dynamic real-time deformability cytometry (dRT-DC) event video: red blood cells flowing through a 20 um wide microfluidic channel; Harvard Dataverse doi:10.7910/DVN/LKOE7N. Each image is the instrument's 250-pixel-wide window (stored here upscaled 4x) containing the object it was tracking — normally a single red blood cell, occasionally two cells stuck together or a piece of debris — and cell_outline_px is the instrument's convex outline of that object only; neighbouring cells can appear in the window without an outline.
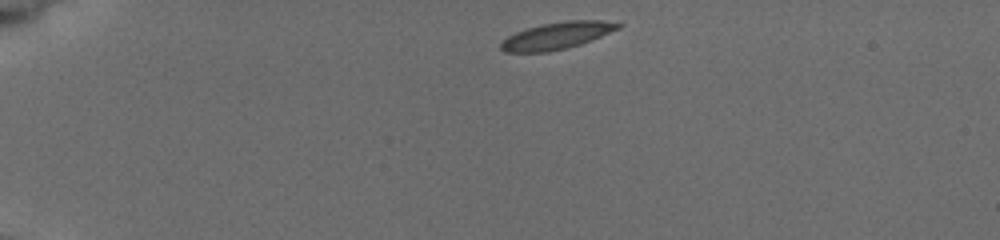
{"species": "common noctule bat (a hibernating species)", "species_latin": "Nyctalus noctula", "temperature_condition": "cold", "stored_images_in_passage": 3, "camera_frame_rate_fps": 3000, "um_per_image_px": 0.085, "animal": {"sex": "female", "body_mass_g": 19.5, "forearm_length_mm": 54.1}, "frame": {"image": 1, "passage_image": 1, "time_ms": 0.0, "image_size_px": [1000, 240], "cell_outline_px": [[624, 24], [620, 28], [592, 40], [568, 48], [548, 52], [504, 52], [500, 48], [500, 44], [508, 36], [516, 32], [528, 28], [544, 24], [564, 20], [600, 20]], "centroid_in_image_um": [47.36, 3.03], "position_along_channel_um": 37.6, "area_um2": 18.38}}